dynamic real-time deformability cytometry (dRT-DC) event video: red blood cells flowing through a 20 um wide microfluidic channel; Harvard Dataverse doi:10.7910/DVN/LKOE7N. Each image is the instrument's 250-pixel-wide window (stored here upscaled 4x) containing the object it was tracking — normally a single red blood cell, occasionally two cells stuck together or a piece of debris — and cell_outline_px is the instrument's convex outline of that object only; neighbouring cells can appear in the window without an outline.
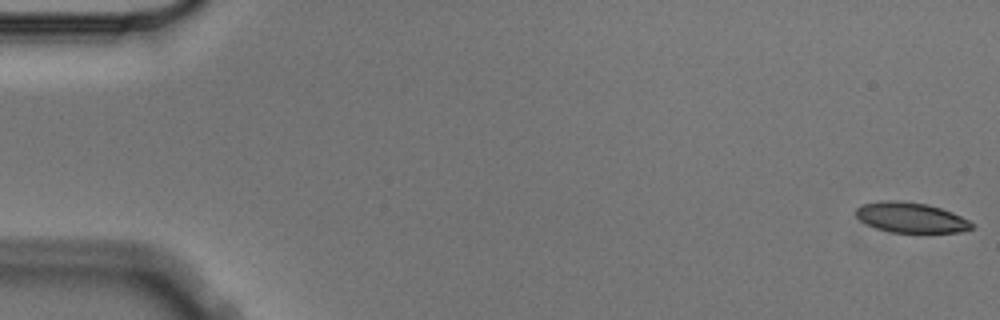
{"species": "Egyptian fruit bat (a non-hibernating species)", "species_latin": "Rousettus aegyptiacus", "temperature_condition": "cold", "stored_images_in_passage": 5, "camera_frame_rate_fps": 3000, "um_per_image_px": 0.085, "animal": {"sex": "male"}, "frame": {"image": 1, "passage_image": 1, "time_ms": 0.0, "image_size_px": [1000, 320], "cell_outline_px": [[972, 228], [960, 232], [892, 232], [876, 228], [860, 220], [856, 216], [856, 208], [864, 204], [880, 200], [896, 200], [928, 204], [952, 212], [968, 220], [972, 224]], "centroid_in_image_um": [77.4, 18.48], "position_along_channel_um": 7.6, "area_um2": 20.17}}
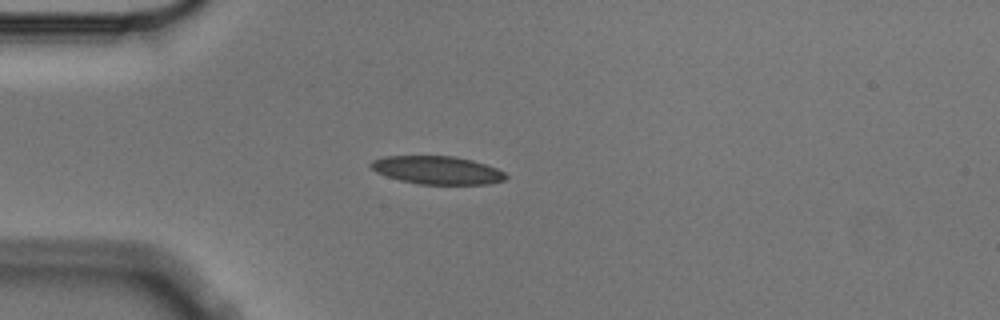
{"frame": {"image": 2, "passage_image": 5, "time_ms": 1.333, "image_size_px": [1000, 320], "cell_outline_px": [[508, 176], [504, 180], [488, 184], [416, 184], [400, 180], [376, 172], [368, 164], [372, 160], [384, 156], [452, 156], [472, 160], [496, 168], [504, 172]], "centroid_in_image_um": [37.14, 14.46], "position_along_channel_um": 47.9, "area_um2": 22.02}}